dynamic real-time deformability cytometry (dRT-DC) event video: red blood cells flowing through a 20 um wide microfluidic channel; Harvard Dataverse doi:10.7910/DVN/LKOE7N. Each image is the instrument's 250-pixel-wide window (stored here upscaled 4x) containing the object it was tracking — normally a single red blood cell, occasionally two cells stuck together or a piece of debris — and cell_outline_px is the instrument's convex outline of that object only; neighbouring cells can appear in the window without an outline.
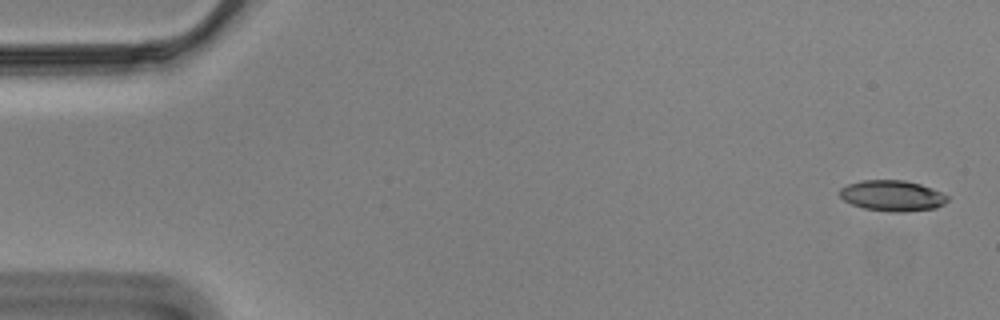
{"species": "Egyptian fruit bat (a non-hibernating species)", "species_latin": "Rousettus aegyptiacus", "temperature_condition": "cold", "stored_images_in_passage": 56, "camera_frame_rate_fps": 3000, "um_per_image_px": 0.085, "animal": {"sex": "male"}, "frame": {"image": 1, "passage_image": 1, "time_ms": 0.0, "image_size_px": [1000, 320], "cell_outline_px": [[948, 200], [944, 204], [936, 208], [904, 212], [892, 212], [864, 208], [852, 204], [844, 200], [840, 196], [840, 188], [848, 184], [860, 180], [904, 180], [920, 184], [932, 188], [948, 196]], "centroid_in_image_um": [75.85, 16.63], "position_along_channel_um": 9.2, "area_um2": 19.31}}
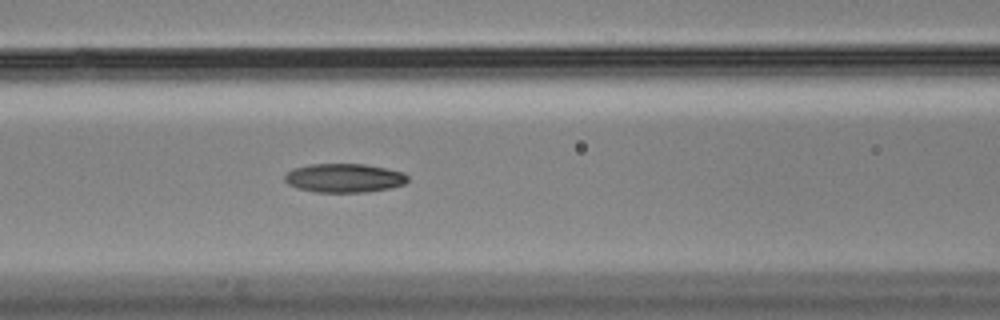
{"frame": {"image": 2, "passage_image": 23, "time_ms": 7.333, "image_size_px": [1000, 320], "cell_outline_px": [[408, 180], [404, 184], [388, 188], [368, 192], [316, 192], [296, 188], [288, 184], [284, 180], [284, 176], [292, 168], [312, 164], [364, 164], [388, 168], [404, 172], [408, 176]], "centroid_in_image_um": [29.26, 15.13], "position_along_channel_um": 137.3, "area_um2": 20.81}}
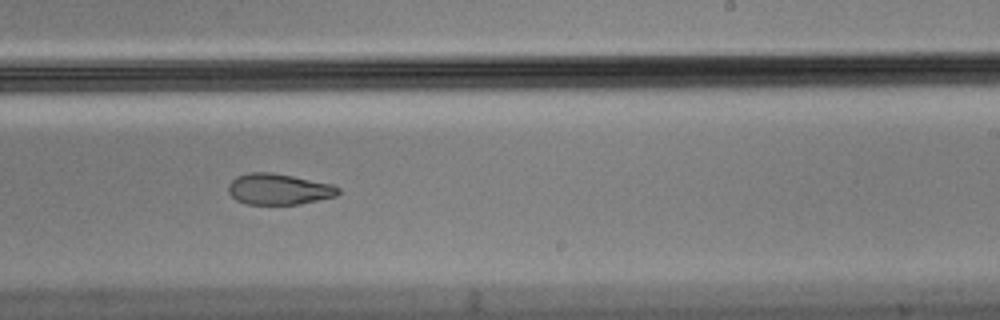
{"frame": {"image": 3, "passage_image": 34, "time_ms": 11.0, "image_size_px": [1000, 320], "cell_outline_px": [[340, 192], [336, 196], [300, 204], [248, 204], [236, 200], [228, 192], [228, 184], [236, 176], [248, 172], [272, 172], [332, 184], [340, 188]], "centroid_in_image_um": [23.68, 16.07], "position_along_channel_um": 265.3, "area_um2": 19.88}, "authors_computed_cell_mechanics": {"area_um2": 20.7791, "velocity_mm_per_s": 3.4988, "shape_relaxation_time_tau1_ms": null, "shape_relaxation_time_tau2_ms": 7.9825, "deformation_change_tau1": null, "deformation_change_tau2": 0.1431}}